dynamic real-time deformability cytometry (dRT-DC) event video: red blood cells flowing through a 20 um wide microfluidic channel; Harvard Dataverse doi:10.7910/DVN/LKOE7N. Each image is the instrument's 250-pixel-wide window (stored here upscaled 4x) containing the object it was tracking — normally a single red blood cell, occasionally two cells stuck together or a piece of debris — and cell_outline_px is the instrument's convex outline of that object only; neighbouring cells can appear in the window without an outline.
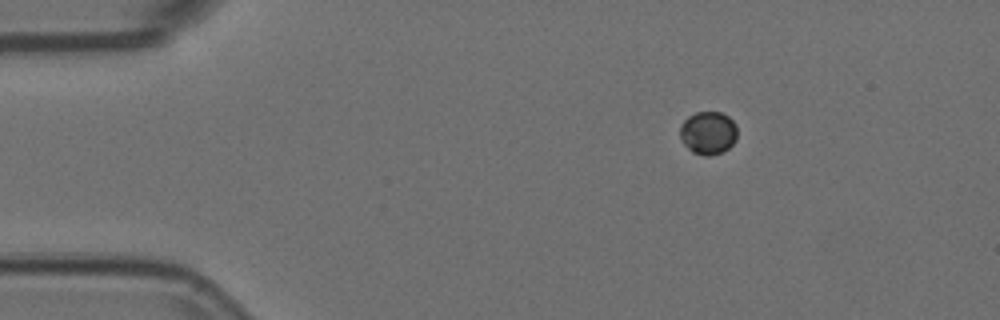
{"species": "Egyptian fruit bat (a non-hibernating species)", "species_latin": "Rousettus aegyptiacus", "temperature_condition": "room temperature", "stored_images_in_passage": 4, "camera_frame_rate_fps": 3000, "um_per_image_px": 0.085, "animal": {"sex": "female"}, "frame": {"image": 1, "passage_image": 1, "time_ms": 0.0, "image_size_px": [1000, 320], "cell_outline_px": [[736, 140], [724, 152], [708, 156], [704, 156], [692, 152], [684, 144], [680, 136], [680, 124], [688, 116], [696, 112], [720, 112], [728, 116], [736, 124]], "centroid_in_image_um": [60.19, 11.3], "position_along_channel_um": 24.8, "area_um2": 14.45}}
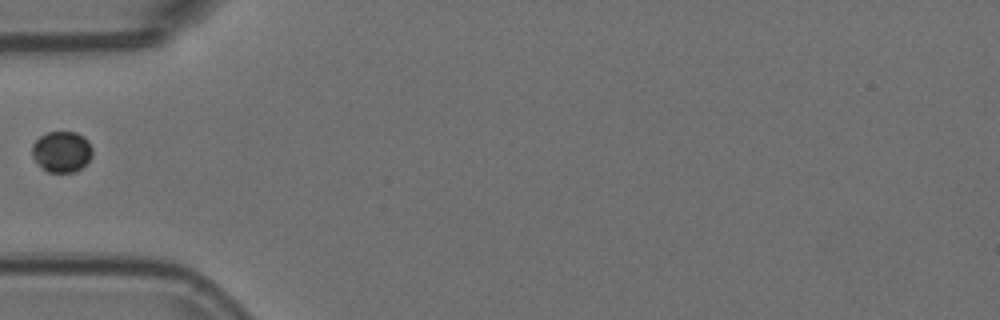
{"frame": {"image": 2, "passage_image": 4, "time_ms": 1.0, "image_size_px": [1000, 320], "cell_outline_px": [[92, 156], [80, 168], [72, 172], [48, 172], [32, 156], [32, 144], [40, 136], [48, 132], [76, 132], [84, 136], [88, 140], [92, 148]], "centroid_in_image_um": [5.26, 12.87], "position_along_channel_um": 79.7, "area_um2": 14.22}}